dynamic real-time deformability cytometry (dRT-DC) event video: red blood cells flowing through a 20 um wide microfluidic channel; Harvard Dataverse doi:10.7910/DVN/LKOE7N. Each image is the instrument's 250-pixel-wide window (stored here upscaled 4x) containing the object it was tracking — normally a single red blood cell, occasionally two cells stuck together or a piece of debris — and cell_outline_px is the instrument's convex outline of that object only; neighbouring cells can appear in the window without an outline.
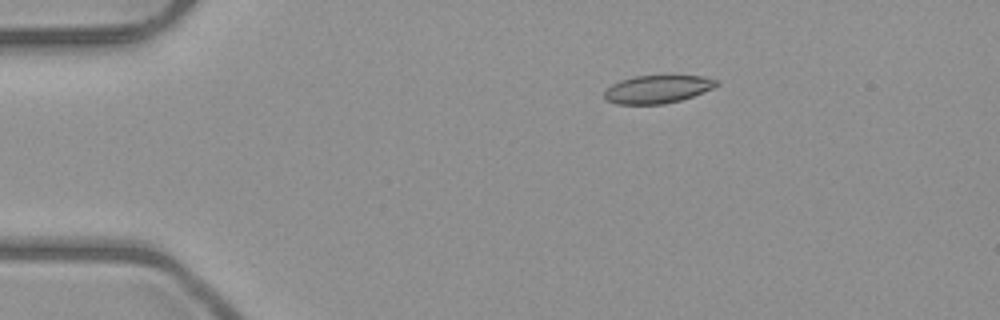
{"species": "common noctule bat (a hibernating species)", "species_latin": "Nyctalus noctula", "temperature_condition": "room temperature", "stored_images_in_passage": 8, "camera_frame_rate_fps": 3000, "um_per_image_px": 0.085, "animal": {"sex": "male", "body_mass_g": 23.1, "forearm_length_mm": 52.7}, "frame": {"image": 1, "passage_image": 2, "time_ms": 2.0, "image_size_px": [1000, 320], "cell_outline_px": [[720, 84], [704, 92], [680, 100], [664, 104], [616, 104], [604, 100], [604, 92], [612, 84], [620, 80], [636, 76], [704, 76], [720, 80]], "centroid_in_image_um": [55.89, 7.58], "position_along_channel_um": 29.1, "area_um2": 18.32}}
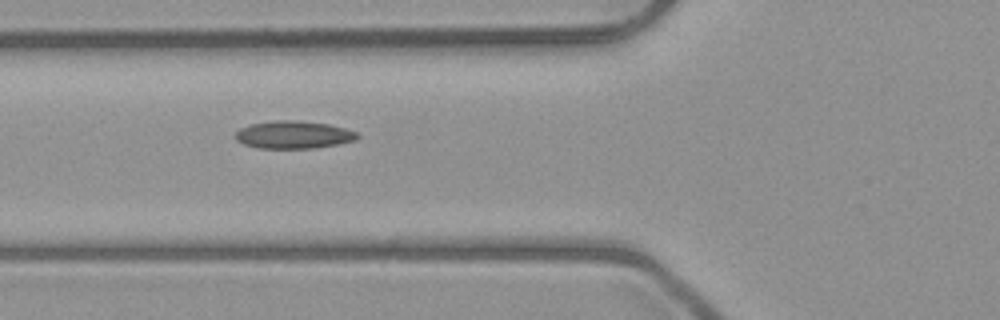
{"frame": {"image": 2, "passage_image": 5, "time_ms": 5.333, "image_size_px": [1000, 320], "cell_outline_px": [[360, 136], [356, 140], [316, 148], [256, 148], [244, 144], [236, 140], [236, 132], [240, 128], [248, 124], [276, 120], [292, 120], [328, 124], [360, 132]], "centroid_in_image_um": [24.96, 11.45], "position_along_channel_um": 100.8, "area_um2": 19.71}}
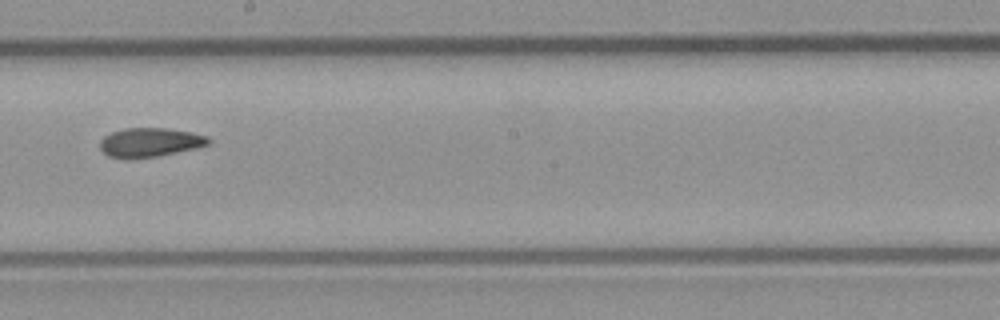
{"frame": {"image": 3, "passage_image": 8, "time_ms": 8.667, "image_size_px": [1000, 320], "cell_outline_px": [[212, 144], [200, 148], [156, 156], [132, 160], [128, 160], [108, 156], [100, 148], [100, 140], [104, 136], [112, 132], [124, 128], [164, 128], [192, 132], [208, 136], [212, 140]], "centroid_in_image_um": [12.78, 12.12], "position_along_channel_um": 235.4, "area_um2": 18.84}}